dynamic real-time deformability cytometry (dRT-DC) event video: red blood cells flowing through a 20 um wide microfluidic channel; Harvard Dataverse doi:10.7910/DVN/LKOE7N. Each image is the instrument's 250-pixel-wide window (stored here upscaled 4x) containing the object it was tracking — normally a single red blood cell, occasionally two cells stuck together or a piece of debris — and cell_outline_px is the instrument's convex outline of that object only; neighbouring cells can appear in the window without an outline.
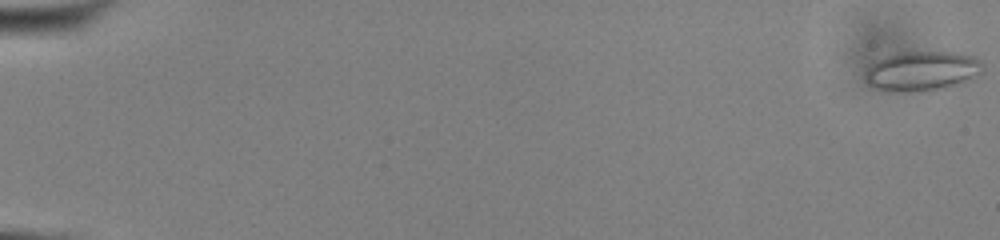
{"species": "common noctule bat (a hibernating species)", "species_latin": "Nyctalus noctula", "temperature_condition": "cold", "stored_images_in_passage": 55, "camera_frame_rate_fps": 3000, "um_per_image_px": 0.085, "animal": {"sex": "male", "body_mass_g": 13.0, "forearm_length_mm": 53.1}, "frame": {"image": 1, "passage_image": 1, "time_ms": 0.0, "image_size_px": [1000, 240], "cell_outline_px": [[984, 72], [972, 80], [964, 84], [948, 88], [920, 92], [900, 92], [876, 88], [868, 84], [864, 76], [864, 72], [872, 60], [896, 52], [956, 52], [976, 56], [984, 64]], "centroid_in_image_um": [78.42, 6.04], "position_along_channel_um": 6.6, "area_um2": 28.32}}
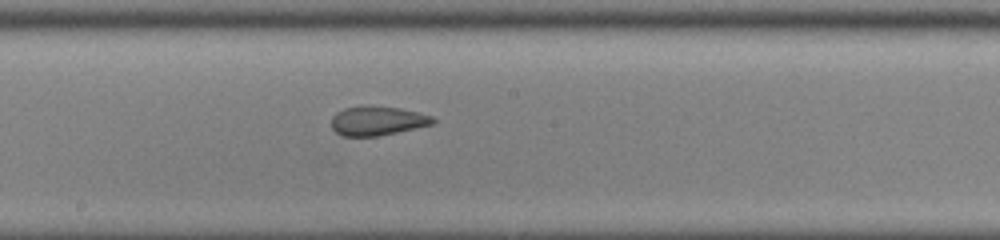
{"frame": {"image": 2, "passage_image": 32, "time_ms": 10.333, "image_size_px": [1000, 240], "cell_outline_px": [[436, 120], [432, 124], [396, 132], [376, 136], [344, 136], [336, 132], [332, 128], [332, 116], [336, 112], [344, 108], [400, 108], [432, 116]], "centroid_in_image_um": [32.06, 10.3], "position_along_channel_um": 216.1, "area_um2": 16.47}}
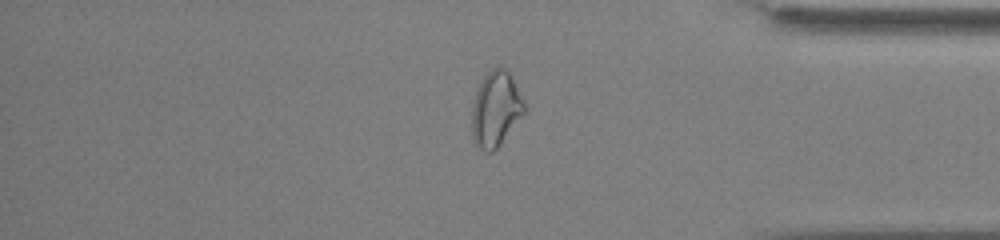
{"frame": {"image": 3, "passage_image": 47, "time_ms": 15.333, "image_size_px": [1000, 240], "cell_outline_px": [[528, 108], [500, 144], [492, 152], [488, 152], [480, 148], [472, 140], [472, 104], [476, 92], [484, 76], [496, 64], [500, 64], [508, 72], [524, 100]], "centroid_in_image_um": [42.14, 9.25], "position_along_channel_um": 393.1, "area_um2": 22.95}, "authors_computed_cell_mechanics": {"area_um2": 21.675, "velocity_mm_per_s": 3.8596, "shape_relaxation_time_tau1_ms": null, "shape_relaxation_time_tau2_ms": 1.4387, "deformation_change_tau1": null, "deformation_change_tau2": 0.0717}}